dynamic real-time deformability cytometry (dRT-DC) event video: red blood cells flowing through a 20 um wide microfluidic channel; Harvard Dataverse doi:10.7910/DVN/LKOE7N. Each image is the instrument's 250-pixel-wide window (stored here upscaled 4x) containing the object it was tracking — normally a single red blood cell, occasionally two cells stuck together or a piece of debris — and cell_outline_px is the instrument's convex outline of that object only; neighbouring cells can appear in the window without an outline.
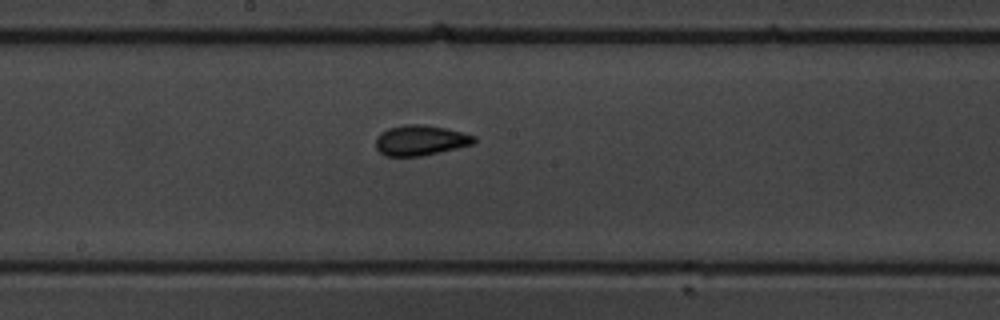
{"species": "common noctule bat (a hibernating species)", "species_latin": "Nyctalus noctula", "temperature_condition": "warm", "stored_images_in_passage": 10, "camera_frame_rate_fps": 3000, "um_per_image_px": 0.085, "animal": {"sex": "male", "body_mass_g": 19.5, "forearm_length_mm": 54.6}, "frame": {"image": 1, "passage_image": 10, "time_ms": 11.333, "image_size_px": [1000, 320], "cell_outline_px": [[476, 140], [472, 144], [440, 152], [420, 156], [384, 156], [376, 148], [376, 136], [380, 132], [388, 128], [404, 124], [424, 124], [444, 128], [476, 136]], "centroid_in_image_um": [35.69, 11.92], "position_along_channel_um": 212.5, "area_um2": 17.34}}